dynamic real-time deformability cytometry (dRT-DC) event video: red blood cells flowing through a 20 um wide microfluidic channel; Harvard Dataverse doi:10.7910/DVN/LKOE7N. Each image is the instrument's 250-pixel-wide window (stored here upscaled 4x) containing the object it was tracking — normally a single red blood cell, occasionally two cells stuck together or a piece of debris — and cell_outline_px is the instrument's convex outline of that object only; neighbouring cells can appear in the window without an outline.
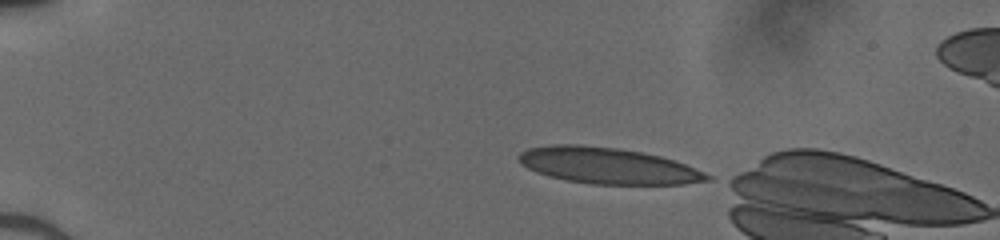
{"species": "human", "species_latin": "Homo sapiens", "temperature_condition": "cold", "stored_images_in_passage": 8, "camera_frame_rate_fps": 3000, "um_per_image_px": 0.085, "donor": {"sex": "male"}, "frame": {"image": 1, "passage_image": 1, "time_ms": 0.0, "image_size_px": [1000, 240], "cell_outline_px": [[712, 180], [684, 184], [592, 184], [568, 180], [548, 176], [536, 172], [528, 168], [516, 156], [520, 152], [528, 148], [552, 144], [580, 144], [620, 148], [660, 156], [676, 160], [696, 168], [712, 176]], "centroid_in_image_um": [51.69, 14.08], "position_along_channel_um": 33.3, "area_um2": 39.82}}